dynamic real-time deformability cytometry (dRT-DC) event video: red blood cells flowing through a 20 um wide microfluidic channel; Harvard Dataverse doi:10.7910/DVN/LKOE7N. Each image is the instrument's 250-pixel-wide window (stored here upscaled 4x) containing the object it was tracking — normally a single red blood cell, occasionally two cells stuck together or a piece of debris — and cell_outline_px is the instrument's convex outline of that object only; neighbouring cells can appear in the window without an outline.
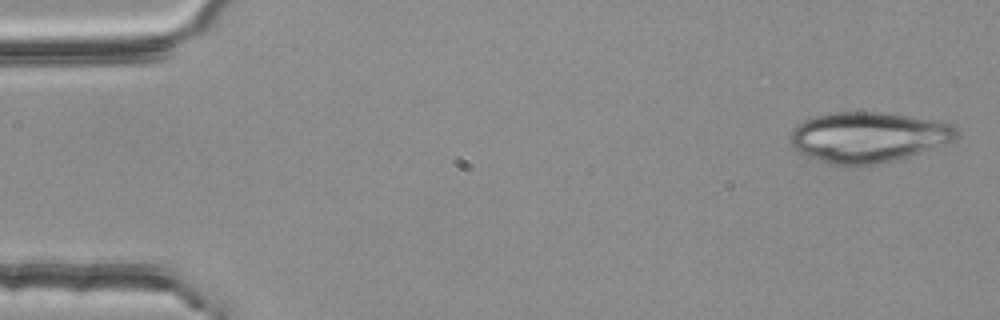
{"species": "common noctule bat (a hibernating species)", "species_latin": "Nyctalus noctula", "temperature_condition": "room temperature", "stored_images_in_passage": 52, "camera_frame_rate_fps": 3000, "um_per_image_px": 0.085, "animal": {"sex": "female", "body_mass_g": 25.1}, "frame": {"image": 1, "passage_image": 1, "time_ms": 0.0, "image_size_px": [1000, 320], "cell_outline_px": [[960, 132], [952, 140], [908, 156], [892, 160], [872, 164], [832, 164], [808, 156], [792, 148], [788, 140], [792, 128], [804, 120], [816, 116], [836, 112], [884, 112], [908, 116], [952, 124]], "centroid_in_image_um": [73.72, 11.63], "position_along_channel_um": 11.3, "area_um2": 47.97}}
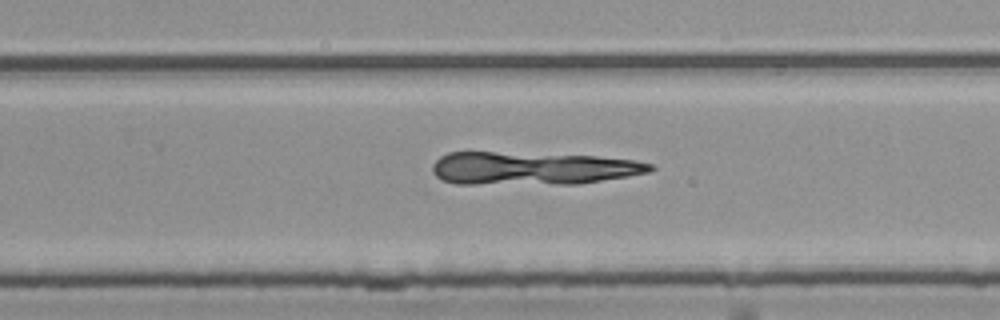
{"frame": {"image": 2, "passage_image": 33, "time_ms": 10.667, "image_size_px": [1000, 320], "cell_outline_px": [[656, 168], [648, 172], [628, 176], [580, 184], [456, 184], [444, 180], [436, 176], [432, 172], [432, 164], [440, 156], [448, 152], [496, 152], [596, 156], [632, 160], [652, 164]], "centroid_in_image_um": [45.23, 14.31], "position_along_channel_um": 284.6, "area_um2": 41.91}}
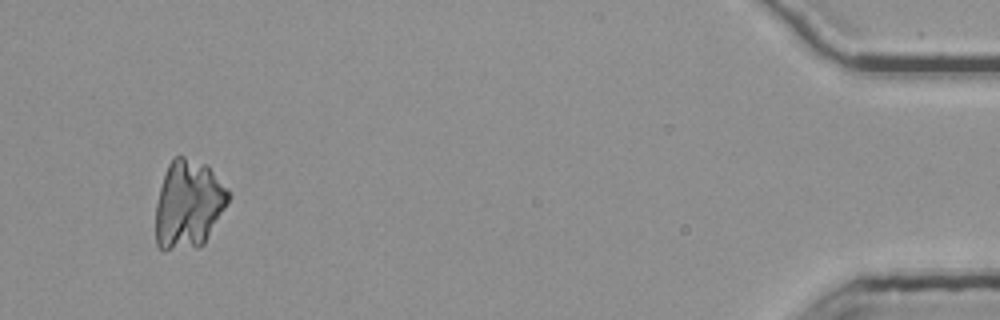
{"frame": {"image": 3, "passage_image": 50, "time_ms": 16.333, "image_size_px": [1000, 320], "cell_outline_px": [[228, 200], [224, 208], [204, 244], [196, 248], [164, 252], [156, 244], [156, 204], [160, 188], [168, 164], [172, 156], [180, 152], [208, 164], [228, 188]], "centroid_in_image_um": [16.0, 17.33], "position_along_channel_um": 419.2, "area_um2": 38.15}}